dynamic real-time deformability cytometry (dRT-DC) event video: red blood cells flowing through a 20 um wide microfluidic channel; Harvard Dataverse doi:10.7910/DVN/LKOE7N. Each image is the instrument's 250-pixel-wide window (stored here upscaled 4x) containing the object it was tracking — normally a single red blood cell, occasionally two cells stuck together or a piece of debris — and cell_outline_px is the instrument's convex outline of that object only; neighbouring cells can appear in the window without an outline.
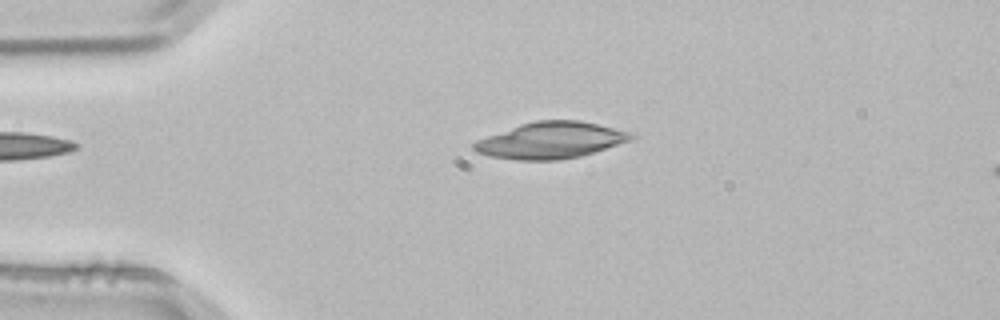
{"species": "common noctule bat (a hibernating species)", "species_latin": "Nyctalus noctula", "temperature_condition": "room temperature", "stored_images_in_passage": 3, "camera_frame_rate_fps": 3000, "um_per_image_px": 0.085, "animal": {"sex": "male", "body_mass_g": 21.5, "forearm_length_mm": 52.0}, "frame": {"image": 1, "passage_image": 3, "time_ms": 0.667, "image_size_px": [1000, 320], "cell_outline_px": [[636, 136], [628, 140], [580, 156], [560, 160], [516, 160], [488, 156], [476, 152], [472, 148], [472, 144], [488, 136], [520, 124], [536, 120], [576, 120], [596, 124], [628, 132]], "centroid_in_image_um": [46.74, 11.93], "position_along_channel_um": 38.3, "area_um2": 32.66}}